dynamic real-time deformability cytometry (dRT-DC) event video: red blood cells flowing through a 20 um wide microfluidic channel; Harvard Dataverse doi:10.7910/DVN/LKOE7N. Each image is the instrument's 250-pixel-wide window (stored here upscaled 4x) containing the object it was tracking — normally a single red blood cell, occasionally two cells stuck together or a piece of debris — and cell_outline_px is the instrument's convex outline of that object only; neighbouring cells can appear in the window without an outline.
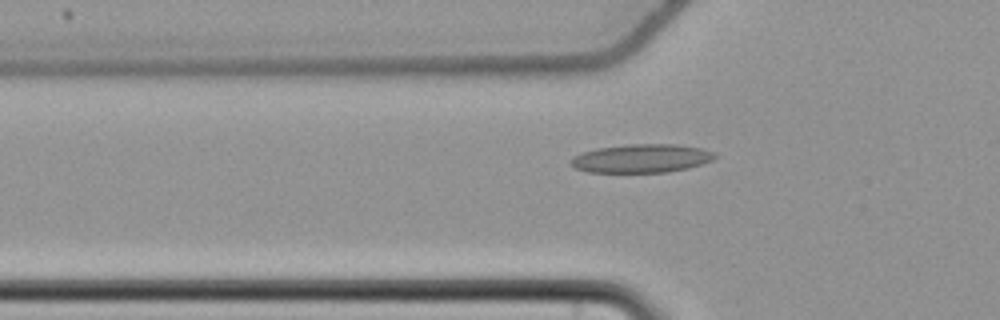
{"species": "common noctule bat (a hibernating species)", "species_latin": "Nyctalus noctula", "temperature_condition": "cold", "stored_images_in_passage": 52, "camera_frame_rate_fps": 3000, "um_per_image_px": 0.085, "animal": {"sex": "female", "body_mass_g": 22.7, "forearm_length_mm": 54.2}, "frame": {"image": 1, "passage_image": 19, "time_ms": 6.0, "image_size_px": [1000, 320], "cell_outline_px": [[716, 156], [712, 160], [688, 168], [668, 172], [588, 172], [572, 168], [568, 164], [568, 160], [572, 156], [596, 148], [628, 144], [676, 144], [700, 148], [716, 152]], "centroid_in_image_um": [54.46, 13.46], "position_along_channel_um": 71.3, "area_um2": 24.16}}
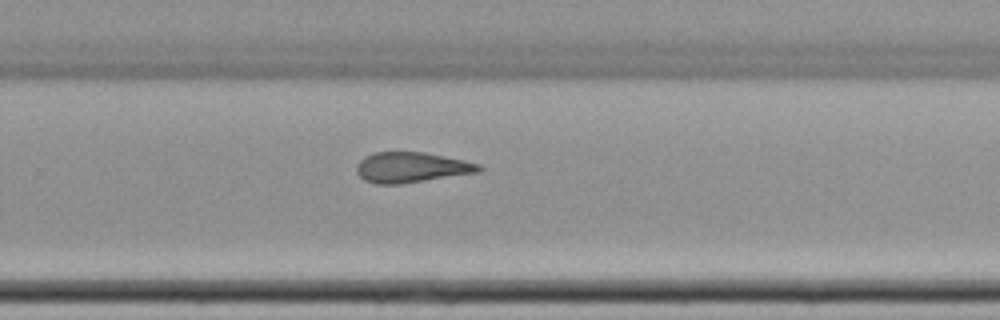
{"frame": {"image": 2, "passage_image": 37, "time_ms": 12.0, "image_size_px": [1000, 320], "cell_outline_px": [[484, 168], [480, 172], [400, 184], [376, 184], [364, 180], [356, 172], [356, 164], [364, 156], [376, 152], [424, 152], [464, 160], [480, 164]], "centroid_in_image_um": [34.97, 14.23], "position_along_channel_um": 294.8, "area_um2": 21.73}}
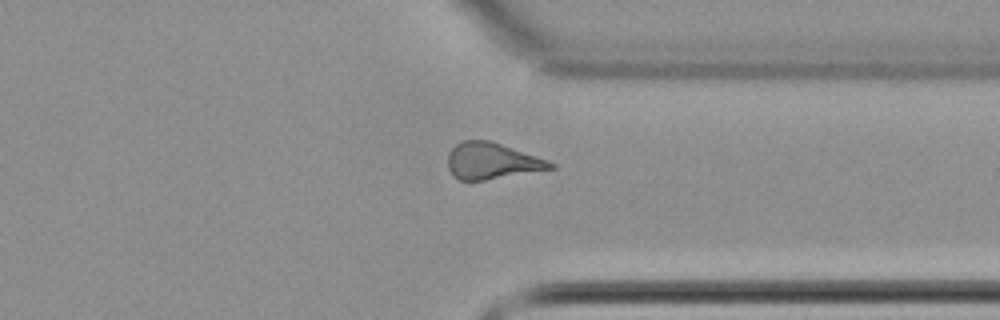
{"frame": {"image": 3, "passage_image": 43, "time_ms": 14.0, "image_size_px": [1000, 320], "cell_outline_px": [[556, 168], [484, 180], [460, 180], [452, 176], [448, 168], [448, 152], [460, 140], [488, 140], [548, 160], [556, 164]], "centroid_in_image_um": [41.78, 13.69], "position_along_channel_um": 369.6, "area_um2": 21.62}}